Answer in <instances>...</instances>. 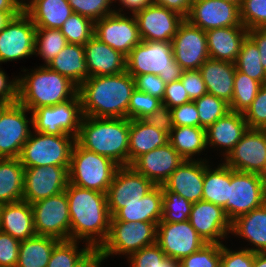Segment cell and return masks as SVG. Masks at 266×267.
Wrapping results in <instances>:
<instances>
[{"label": "cell", "mask_w": 266, "mask_h": 267, "mask_svg": "<svg viewBox=\"0 0 266 267\" xmlns=\"http://www.w3.org/2000/svg\"><path fill=\"white\" fill-rule=\"evenodd\" d=\"M70 215V239L84 240L93 250L105 242L110 226L106 193L68 183L65 189Z\"/></svg>", "instance_id": "6da1fadb"}, {"label": "cell", "mask_w": 266, "mask_h": 267, "mask_svg": "<svg viewBox=\"0 0 266 267\" xmlns=\"http://www.w3.org/2000/svg\"><path fill=\"white\" fill-rule=\"evenodd\" d=\"M135 79L127 72L92 76L79 87L83 116L94 118H128V107Z\"/></svg>", "instance_id": "7a4b0ae2"}, {"label": "cell", "mask_w": 266, "mask_h": 267, "mask_svg": "<svg viewBox=\"0 0 266 267\" xmlns=\"http://www.w3.org/2000/svg\"><path fill=\"white\" fill-rule=\"evenodd\" d=\"M130 120L83 116L76 142L84 149L128 166Z\"/></svg>", "instance_id": "3957f363"}, {"label": "cell", "mask_w": 266, "mask_h": 267, "mask_svg": "<svg viewBox=\"0 0 266 267\" xmlns=\"http://www.w3.org/2000/svg\"><path fill=\"white\" fill-rule=\"evenodd\" d=\"M78 87L47 66H39L18 77V102L30 112L72 99Z\"/></svg>", "instance_id": "277c9868"}, {"label": "cell", "mask_w": 266, "mask_h": 267, "mask_svg": "<svg viewBox=\"0 0 266 267\" xmlns=\"http://www.w3.org/2000/svg\"><path fill=\"white\" fill-rule=\"evenodd\" d=\"M126 71L138 75H158L166 84L179 80L183 68L174 60L171 42L141 41L126 57Z\"/></svg>", "instance_id": "5b68a950"}, {"label": "cell", "mask_w": 266, "mask_h": 267, "mask_svg": "<svg viewBox=\"0 0 266 267\" xmlns=\"http://www.w3.org/2000/svg\"><path fill=\"white\" fill-rule=\"evenodd\" d=\"M118 167L109 157L88 151L75 142L68 170L69 183L107 193Z\"/></svg>", "instance_id": "8992f818"}, {"label": "cell", "mask_w": 266, "mask_h": 267, "mask_svg": "<svg viewBox=\"0 0 266 267\" xmlns=\"http://www.w3.org/2000/svg\"><path fill=\"white\" fill-rule=\"evenodd\" d=\"M75 142L76 137L72 135H51L33 130L23 145L19 159L24 168L48 165L70 166Z\"/></svg>", "instance_id": "52a82bcc"}, {"label": "cell", "mask_w": 266, "mask_h": 267, "mask_svg": "<svg viewBox=\"0 0 266 267\" xmlns=\"http://www.w3.org/2000/svg\"><path fill=\"white\" fill-rule=\"evenodd\" d=\"M157 223L110 221L105 242L97 250L107 259L113 255L129 256L144 247L156 243Z\"/></svg>", "instance_id": "ba28073f"}, {"label": "cell", "mask_w": 266, "mask_h": 267, "mask_svg": "<svg viewBox=\"0 0 266 267\" xmlns=\"http://www.w3.org/2000/svg\"><path fill=\"white\" fill-rule=\"evenodd\" d=\"M266 202V178L230 168L229 198L223 207L232 222Z\"/></svg>", "instance_id": "9c48e42d"}, {"label": "cell", "mask_w": 266, "mask_h": 267, "mask_svg": "<svg viewBox=\"0 0 266 267\" xmlns=\"http://www.w3.org/2000/svg\"><path fill=\"white\" fill-rule=\"evenodd\" d=\"M31 114L34 131L77 137L83 118L81 99L77 93L70 100L54 106L39 107L31 111Z\"/></svg>", "instance_id": "30bf717a"}, {"label": "cell", "mask_w": 266, "mask_h": 267, "mask_svg": "<svg viewBox=\"0 0 266 267\" xmlns=\"http://www.w3.org/2000/svg\"><path fill=\"white\" fill-rule=\"evenodd\" d=\"M31 207L37 235L70 239V215L65 191L32 203Z\"/></svg>", "instance_id": "8fae6325"}, {"label": "cell", "mask_w": 266, "mask_h": 267, "mask_svg": "<svg viewBox=\"0 0 266 267\" xmlns=\"http://www.w3.org/2000/svg\"><path fill=\"white\" fill-rule=\"evenodd\" d=\"M123 9L94 22V36L127 57L142 39L135 16L122 14Z\"/></svg>", "instance_id": "7c38bea8"}, {"label": "cell", "mask_w": 266, "mask_h": 267, "mask_svg": "<svg viewBox=\"0 0 266 267\" xmlns=\"http://www.w3.org/2000/svg\"><path fill=\"white\" fill-rule=\"evenodd\" d=\"M36 26L22 10L0 31V64L35 55Z\"/></svg>", "instance_id": "4fadbf2b"}, {"label": "cell", "mask_w": 266, "mask_h": 267, "mask_svg": "<svg viewBox=\"0 0 266 267\" xmlns=\"http://www.w3.org/2000/svg\"><path fill=\"white\" fill-rule=\"evenodd\" d=\"M26 112L30 111L19 102L8 104L0 114V157L19 158L23 145L29 139L32 126ZM28 118V119H27Z\"/></svg>", "instance_id": "5bb4252c"}, {"label": "cell", "mask_w": 266, "mask_h": 267, "mask_svg": "<svg viewBox=\"0 0 266 267\" xmlns=\"http://www.w3.org/2000/svg\"><path fill=\"white\" fill-rule=\"evenodd\" d=\"M233 170L262 175L266 178V129H249L224 157Z\"/></svg>", "instance_id": "9a60e30c"}, {"label": "cell", "mask_w": 266, "mask_h": 267, "mask_svg": "<svg viewBox=\"0 0 266 267\" xmlns=\"http://www.w3.org/2000/svg\"><path fill=\"white\" fill-rule=\"evenodd\" d=\"M156 244L167 257L179 262L207 243L187 220L184 222H159Z\"/></svg>", "instance_id": "2e32d148"}, {"label": "cell", "mask_w": 266, "mask_h": 267, "mask_svg": "<svg viewBox=\"0 0 266 267\" xmlns=\"http://www.w3.org/2000/svg\"><path fill=\"white\" fill-rule=\"evenodd\" d=\"M70 166H37L25 168L23 199L30 204L57 195L67 188Z\"/></svg>", "instance_id": "e0dca14e"}, {"label": "cell", "mask_w": 266, "mask_h": 267, "mask_svg": "<svg viewBox=\"0 0 266 267\" xmlns=\"http://www.w3.org/2000/svg\"><path fill=\"white\" fill-rule=\"evenodd\" d=\"M155 186L131 165L119 166L106 193L110 216L124 207V204L137 202Z\"/></svg>", "instance_id": "ac0fdd59"}, {"label": "cell", "mask_w": 266, "mask_h": 267, "mask_svg": "<svg viewBox=\"0 0 266 267\" xmlns=\"http://www.w3.org/2000/svg\"><path fill=\"white\" fill-rule=\"evenodd\" d=\"M171 43L174 60L183 70H199L210 58L206 32L190 24L186 19L179 25Z\"/></svg>", "instance_id": "d6986e66"}, {"label": "cell", "mask_w": 266, "mask_h": 267, "mask_svg": "<svg viewBox=\"0 0 266 267\" xmlns=\"http://www.w3.org/2000/svg\"><path fill=\"white\" fill-rule=\"evenodd\" d=\"M143 41L171 42L183 16L164 6L149 4L133 13Z\"/></svg>", "instance_id": "ffe728a7"}, {"label": "cell", "mask_w": 266, "mask_h": 267, "mask_svg": "<svg viewBox=\"0 0 266 267\" xmlns=\"http://www.w3.org/2000/svg\"><path fill=\"white\" fill-rule=\"evenodd\" d=\"M185 19L204 31L243 26L240 8L224 0H192L191 9Z\"/></svg>", "instance_id": "44dd1931"}, {"label": "cell", "mask_w": 266, "mask_h": 267, "mask_svg": "<svg viewBox=\"0 0 266 267\" xmlns=\"http://www.w3.org/2000/svg\"><path fill=\"white\" fill-rule=\"evenodd\" d=\"M189 222L206 243L223 244L219 240L231 233V221L223 207L209 201L193 203Z\"/></svg>", "instance_id": "7402d4cb"}, {"label": "cell", "mask_w": 266, "mask_h": 267, "mask_svg": "<svg viewBox=\"0 0 266 267\" xmlns=\"http://www.w3.org/2000/svg\"><path fill=\"white\" fill-rule=\"evenodd\" d=\"M183 161L181 155L168 142L164 146L142 154L131 166L155 185H163Z\"/></svg>", "instance_id": "603a6c76"}, {"label": "cell", "mask_w": 266, "mask_h": 267, "mask_svg": "<svg viewBox=\"0 0 266 267\" xmlns=\"http://www.w3.org/2000/svg\"><path fill=\"white\" fill-rule=\"evenodd\" d=\"M205 160L207 159L184 160L163 183V186L191 203L202 200Z\"/></svg>", "instance_id": "cb8c5ba5"}, {"label": "cell", "mask_w": 266, "mask_h": 267, "mask_svg": "<svg viewBox=\"0 0 266 267\" xmlns=\"http://www.w3.org/2000/svg\"><path fill=\"white\" fill-rule=\"evenodd\" d=\"M89 77L115 75L126 71V57L93 36L84 45Z\"/></svg>", "instance_id": "d4e9b609"}, {"label": "cell", "mask_w": 266, "mask_h": 267, "mask_svg": "<svg viewBox=\"0 0 266 267\" xmlns=\"http://www.w3.org/2000/svg\"><path fill=\"white\" fill-rule=\"evenodd\" d=\"M247 130L244 114L230 110L206 129L207 147H222L226 157Z\"/></svg>", "instance_id": "484cf974"}, {"label": "cell", "mask_w": 266, "mask_h": 267, "mask_svg": "<svg viewBox=\"0 0 266 267\" xmlns=\"http://www.w3.org/2000/svg\"><path fill=\"white\" fill-rule=\"evenodd\" d=\"M206 32L208 54L211 59L235 63L243 41L248 36L244 26L211 29Z\"/></svg>", "instance_id": "4316f807"}, {"label": "cell", "mask_w": 266, "mask_h": 267, "mask_svg": "<svg viewBox=\"0 0 266 267\" xmlns=\"http://www.w3.org/2000/svg\"><path fill=\"white\" fill-rule=\"evenodd\" d=\"M0 231L20 241L36 236L31 204L21 200L0 205Z\"/></svg>", "instance_id": "83f0119b"}, {"label": "cell", "mask_w": 266, "mask_h": 267, "mask_svg": "<svg viewBox=\"0 0 266 267\" xmlns=\"http://www.w3.org/2000/svg\"><path fill=\"white\" fill-rule=\"evenodd\" d=\"M163 192L161 185H156L137 202L124 204L110 219L123 222L159 223L163 216Z\"/></svg>", "instance_id": "f1b7e54d"}, {"label": "cell", "mask_w": 266, "mask_h": 267, "mask_svg": "<svg viewBox=\"0 0 266 267\" xmlns=\"http://www.w3.org/2000/svg\"><path fill=\"white\" fill-rule=\"evenodd\" d=\"M208 94L231 103L234 90L235 63L208 58L199 68Z\"/></svg>", "instance_id": "f546056e"}, {"label": "cell", "mask_w": 266, "mask_h": 267, "mask_svg": "<svg viewBox=\"0 0 266 267\" xmlns=\"http://www.w3.org/2000/svg\"><path fill=\"white\" fill-rule=\"evenodd\" d=\"M23 10L29 15L36 28L60 29L72 15L67 0H26Z\"/></svg>", "instance_id": "4dcf8cb0"}, {"label": "cell", "mask_w": 266, "mask_h": 267, "mask_svg": "<svg viewBox=\"0 0 266 267\" xmlns=\"http://www.w3.org/2000/svg\"><path fill=\"white\" fill-rule=\"evenodd\" d=\"M247 240L252 252H266V202L231 222V233Z\"/></svg>", "instance_id": "1f68e13d"}, {"label": "cell", "mask_w": 266, "mask_h": 267, "mask_svg": "<svg viewBox=\"0 0 266 267\" xmlns=\"http://www.w3.org/2000/svg\"><path fill=\"white\" fill-rule=\"evenodd\" d=\"M128 166L139 156L169 142L168 134L141 119L130 120Z\"/></svg>", "instance_id": "d6a6232c"}, {"label": "cell", "mask_w": 266, "mask_h": 267, "mask_svg": "<svg viewBox=\"0 0 266 267\" xmlns=\"http://www.w3.org/2000/svg\"><path fill=\"white\" fill-rule=\"evenodd\" d=\"M46 66L68 78L77 87L89 78L82 45L68 43Z\"/></svg>", "instance_id": "836d02e7"}, {"label": "cell", "mask_w": 266, "mask_h": 267, "mask_svg": "<svg viewBox=\"0 0 266 267\" xmlns=\"http://www.w3.org/2000/svg\"><path fill=\"white\" fill-rule=\"evenodd\" d=\"M24 175L19 158L0 159V205L23 199Z\"/></svg>", "instance_id": "e575fe53"}, {"label": "cell", "mask_w": 266, "mask_h": 267, "mask_svg": "<svg viewBox=\"0 0 266 267\" xmlns=\"http://www.w3.org/2000/svg\"><path fill=\"white\" fill-rule=\"evenodd\" d=\"M207 162L204 161L202 200L224 207L229 198L230 167L221 163L212 169Z\"/></svg>", "instance_id": "d590c367"}, {"label": "cell", "mask_w": 266, "mask_h": 267, "mask_svg": "<svg viewBox=\"0 0 266 267\" xmlns=\"http://www.w3.org/2000/svg\"><path fill=\"white\" fill-rule=\"evenodd\" d=\"M168 138L184 160H196L192 157L207 148L206 129L203 127L174 126Z\"/></svg>", "instance_id": "8d00e7d4"}, {"label": "cell", "mask_w": 266, "mask_h": 267, "mask_svg": "<svg viewBox=\"0 0 266 267\" xmlns=\"http://www.w3.org/2000/svg\"><path fill=\"white\" fill-rule=\"evenodd\" d=\"M58 241L56 238L40 235L22 240L16 267H47L53 248Z\"/></svg>", "instance_id": "74e56055"}, {"label": "cell", "mask_w": 266, "mask_h": 267, "mask_svg": "<svg viewBox=\"0 0 266 267\" xmlns=\"http://www.w3.org/2000/svg\"><path fill=\"white\" fill-rule=\"evenodd\" d=\"M78 241L59 240L51 253L47 267H78L94 250L85 243L78 249Z\"/></svg>", "instance_id": "f35d334b"}, {"label": "cell", "mask_w": 266, "mask_h": 267, "mask_svg": "<svg viewBox=\"0 0 266 267\" xmlns=\"http://www.w3.org/2000/svg\"><path fill=\"white\" fill-rule=\"evenodd\" d=\"M235 65L238 71L260 82L262 85L266 84V71L261 65L258 46L249 36L242 43Z\"/></svg>", "instance_id": "ab89813d"}, {"label": "cell", "mask_w": 266, "mask_h": 267, "mask_svg": "<svg viewBox=\"0 0 266 267\" xmlns=\"http://www.w3.org/2000/svg\"><path fill=\"white\" fill-rule=\"evenodd\" d=\"M262 84L236 69L230 110L245 113L256 98Z\"/></svg>", "instance_id": "60d3db41"}, {"label": "cell", "mask_w": 266, "mask_h": 267, "mask_svg": "<svg viewBox=\"0 0 266 267\" xmlns=\"http://www.w3.org/2000/svg\"><path fill=\"white\" fill-rule=\"evenodd\" d=\"M68 44L60 29L36 28L35 55H40L46 66Z\"/></svg>", "instance_id": "b9f144b4"}, {"label": "cell", "mask_w": 266, "mask_h": 267, "mask_svg": "<svg viewBox=\"0 0 266 267\" xmlns=\"http://www.w3.org/2000/svg\"><path fill=\"white\" fill-rule=\"evenodd\" d=\"M60 30L68 43L84 46L94 36V22L78 13H72Z\"/></svg>", "instance_id": "7bdbcfd3"}, {"label": "cell", "mask_w": 266, "mask_h": 267, "mask_svg": "<svg viewBox=\"0 0 266 267\" xmlns=\"http://www.w3.org/2000/svg\"><path fill=\"white\" fill-rule=\"evenodd\" d=\"M163 216L160 222H184L189 220L193 203L179 194L167 190L163 185Z\"/></svg>", "instance_id": "ee69618b"}, {"label": "cell", "mask_w": 266, "mask_h": 267, "mask_svg": "<svg viewBox=\"0 0 266 267\" xmlns=\"http://www.w3.org/2000/svg\"><path fill=\"white\" fill-rule=\"evenodd\" d=\"M194 103L199 114L200 127L205 129L230 111L229 103L208 93L202 95Z\"/></svg>", "instance_id": "f6af8a7d"}, {"label": "cell", "mask_w": 266, "mask_h": 267, "mask_svg": "<svg viewBox=\"0 0 266 267\" xmlns=\"http://www.w3.org/2000/svg\"><path fill=\"white\" fill-rule=\"evenodd\" d=\"M130 267H176L179 262L167 257L155 243L127 257Z\"/></svg>", "instance_id": "bcb514c9"}, {"label": "cell", "mask_w": 266, "mask_h": 267, "mask_svg": "<svg viewBox=\"0 0 266 267\" xmlns=\"http://www.w3.org/2000/svg\"><path fill=\"white\" fill-rule=\"evenodd\" d=\"M221 244L207 243L198 251L179 261L181 267H220Z\"/></svg>", "instance_id": "7dc6e473"}, {"label": "cell", "mask_w": 266, "mask_h": 267, "mask_svg": "<svg viewBox=\"0 0 266 267\" xmlns=\"http://www.w3.org/2000/svg\"><path fill=\"white\" fill-rule=\"evenodd\" d=\"M73 13H78L91 19L93 22L112 14L114 0H67ZM111 7V8H110Z\"/></svg>", "instance_id": "c3c4849f"}, {"label": "cell", "mask_w": 266, "mask_h": 267, "mask_svg": "<svg viewBox=\"0 0 266 267\" xmlns=\"http://www.w3.org/2000/svg\"><path fill=\"white\" fill-rule=\"evenodd\" d=\"M240 18L247 30L266 28V0H243Z\"/></svg>", "instance_id": "681fc988"}, {"label": "cell", "mask_w": 266, "mask_h": 267, "mask_svg": "<svg viewBox=\"0 0 266 267\" xmlns=\"http://www.w3.org/2000/svg\"><path fill=\"white\" fill-rule=\"evenodd\" d=\"M160 105H162L161 99L145 92L138 91L135 88L129 101L128 119H142L146 115L151 114Z\"/></svg>", "instance_id": "f907efd6"}, {"label": "cell", "mask_w": 266, "mask_h": 267, "mask_svg": "<svg viewBox=\"0 0 266 267\" xmlns=\"http://www.w3.org/2000/svg\"><path fill=\"white\" fill-rule=\"evenodd\" d=\"M244 117L249 129H266V84L261 86Z\"/></svg>", "instance_id": "816d5d0a"}, {"label": "cell", "mask_w": 266, "mask_h": 267, "mask_svg": "<svg viewBox=\"0 0 266 267\" xmlns=\"http://www.w3.org/2000/svg\"><path fill=\"white\" fill-rule=\"evenodd\" d=\"M255 252L244 248L233 251L221 244L220 267H253Z\"/></svg>", "instance_id": "f5cc1de1"}, {"label": "cell", "mask_w": 266, "mask_h": 267, "mask_svg": "<svg viewBox=\"0 0 266 267\" xmlns=\"http://www.w3.org/2000/svg\"><path fill=\"white\" fill-rule=\"evenodd\" d=\"M20 240L0 231V267H16Z\"/></svg>", "instance_id": "db71d44e"}, {"label": "cell", "mask_w": 266, "mask_h": 267, "mask_svg": "<svg viewBox=\"0 0 266 267\" xmlns=\"http://www.w3.org/2000/svg\"><path fill=\"white\" fill-rule=\"evenodd\" d=\"M173 126L200 127L199 114L194 101L171 108Z\"/></svg>", "instance_id": "11a10c76"}, {"label": "cell", "mask_w": 266, "mask_h": 267, "mask_svg": "<svg viewBox=\"0 0 266 267\" xmlns=\"http://www.w3.org/2000/svg\"><path fill=\"white\" fill-rule=\"evenodd\" d=\"M180 81L191 101L207 94L205 82L199 70H184Z\"/></svg>", "instance_id": "9f6ffc18"}, {"label": "cell", "mask_w": 266, "mask_h": 267, "mask_svg": "<svg viewBox=\"0 0 266 267\" xmlns=\"http://www.w3.org/2000/svg\"><path fill=\"white\" fill-rule=\"evenodd\" d=\"M134 79L135 88L138 91L163 99L166 83L158 75L143 74L136 76Z\"/></svg>", "instance_id": "6f0895ef"}, {"label": "cell", "mask_w": 266, "mask_h": 267, "mask_svg": "<svg viewBox=\"0 0 266 267\" xmlns=\"http://www.w3.org/2000/svg\"><path fill=\"white\" fill-rule=\"evenodd\" d=\"M147 125L154 126L157 129L170 134V131L173 129V120L171 115V109L162 104L151 114L146 115L141 119Z\"/></svg>", "instance_id": "680465c9"}, {"label": "cell", "mask_w": 266, "mask_h": 267, "mask_svg": "<svg viewBox=\"0 0 266 267\" xmlns=\"http://www.w3.org/2000/svg\"><path fill=\"white\" fill-rule=\"evenodd\" d=\"M190 101L191 99L189 98L180 79L166 84L162 104L168 106L171 109L173 107L183 105Z\"/></svg>", "instance_id": "91938a15"}, {"label": "cell", "mask_w": 266, "mask_h": 267, "mask_svg": "<svg viewBox=\"0 0 266 267\" xmlns=\"http://www.w3.org/2000/svg\"><path fill=\"white\" fill-rule=\"evenodd\" d=\"M0 100L9 104L18 102V77L11 81L6 73L0 68Z\"/></svg>", "instance_id": "94428289"}, {"label": "cell", "mask_w": 266, "mask_h": 267, "mask_svg": "<svg viewBox=\"0 0 266 267\" xmlns=\"http://www.w3.org/2000/svg\"><path fill=\"white\" fill-rule=\"evenodd\" d=\"M152 4L164 6L186 18L191 9L192 0H152Z\"/></svg>", "instance_id": "6125c7cd"}, {"label": "cell", "mask_w": 266, "mask_h": 267, "mask_svg": "<svg viewBox=\"0 0 266 267\" xmlns=\"http://www.w3.org/2000/svg\"><path fill=\"white\" fill-rule=\"evenodd\" d=\"M248 36L258 46L261 56V65L266 71V28H255L248 30Z\"/></svg>", "instance_id": "be15d7a7"}, {"label": "cell", "mask_w": 266, "mask_h": 267, "mask_svg": "<svg viewBox=\"0 0 266 267\" xmlns=\"http://www.w3.org/2000/svg\"><path fill=\"white\" fill-rule=\"evenodd\" d=\"M117 0H114L116 2ZM119 5H122V8L129 9L132 13L137 10L143 9L145 6L152 4V0H118Z\"/></svg>", "instance_id": "e7e4bbea"}, {"label": "cell", "mask_w": 266, "mask_h": 267, "mask_svg": "<svg viewBox=\"0 0 266 267\" xmlns=\"http://www.w3.org/2000/svg\"><path fill=\"white\" fill-rule=\"evenodd\" d=\"M105 260L104 257L94 250L83 262L82 267H100L101 263Z\"/></svg>", "instance_id": "03108f58"}, {"label": "cell", "mask_w": 266, "mask_h": 267, "mask_svg": "<svg viewBox=\"0 0 266 267\" xmlns=\"http://www.w3.org/2000/svg\"><path fill=\"white\" fill-rule=\"evenodd\" d=\"M23 5L18 0H0V11H22Z\"/></svg>", "instance_id": "003e7915"}, {"label": "cell", "mask_w": 266, "mask_h": 267, "mask_svg": "<svg viewBox=\"0 0 266 267\" xmlns=\"http://www.w3.org/2000/svg\"><path fill=\"white\" fill-rule=\"evenodd\" d=\"M21 11H0V31L6 27L8 22Z\"/></svg>", "instance_id": "a7ac6f4b"}, {"label": "cell", "mask_w": 266, "mask_h": 267, "mask_svg": "<svg viewBox=\"0 0 266 267\" xmlns=\"http://www.w3.org/2000/svg\"><path fill=\"white\" fill-rule=\"evenodd\" d=\"M253 267H266V252H255Z\"/></svg>", "instance_id": "89a4df30"}, {"label": "cell", "mask_w": 266, "mask_h": 267, "mask_svg": "<svg viewBox=\"0 0 266 267\" xmlns=\"http://www.w3.org/2000/svg\"><path fill=\"white\" fill-rule=\"evenodd\" d=\"M226 2L232 3L236 6H238L239 8L242 6L243 4V0H224Z\"/></svg>", "instance_id": "2644e50d"}, {"label": "cell", "mask_w": 266, "mask_h": 267, "mask_svg": "<svg viewBox=\"0 0 266 267\" xmlns=\"http://www.w3.org/2000/svg\"><path fill=\"white\" fill-rule=\"evenodd\" d=\"M8 104H9L8 102L0 100V114Z\"/></svg>", "instance_id": "8c879c8a"}, {"label": "cell", "mask_w": 266, "mask_h": 267, "mask_svg": "<svg viewBox=\"0 0 266 267\" xmlns=\"http://www.w3.org/2000/svg\"><path fill=\"white\" fill-rule=\"evenodd\" d=\"M23 6H24V4H25V2H26V0H18Z\"/></svg>", "instance_id": "753ad0ef"}]
</instances>
